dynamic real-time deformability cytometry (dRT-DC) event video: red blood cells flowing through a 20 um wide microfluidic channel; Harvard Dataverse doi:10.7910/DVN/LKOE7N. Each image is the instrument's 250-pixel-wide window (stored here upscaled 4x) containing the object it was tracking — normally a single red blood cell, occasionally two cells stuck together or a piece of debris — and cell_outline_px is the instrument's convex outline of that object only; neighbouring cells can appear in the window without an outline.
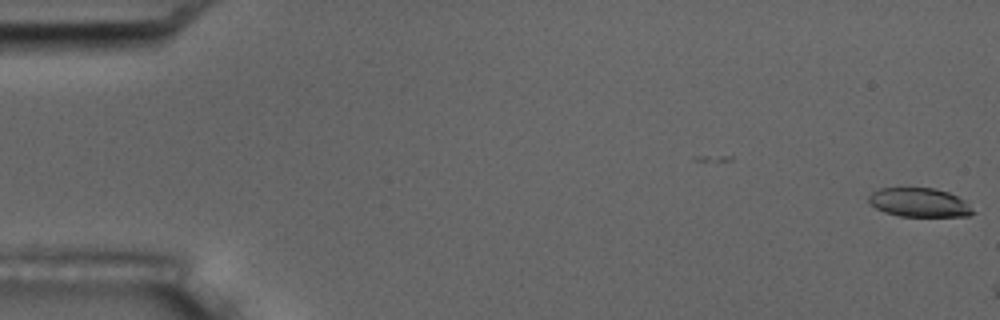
{"species": "common noctule bat (a hibernating species)", "species_latin": "Nyctalus noctula", "temperature_condition": "room temperature", "stored_images_in_passage": 3, "camera_frame_rate_fps": 3000, "um_per_image_px": 0.085, "animal": {"sex": "male", "body_mass_g": 17.5, "forearm_length_mm": 52.3}, "frame": {"image": 1, "passage_image": 1, "time_ms": 0.0, "image_size_px": [1000, 320], "cell_outline_px": [[976, 212], [968, 216], [900, 216], [884, 212], [876, 208], [868, 200], [868, 196], [872, 192], [880, 188], [932, 188], [948, 192], [964, 200]], "centroid_in_image_um": [78.14, 17.21], "position_along_channel_um": 6.9, "area_um2": 17.46}}